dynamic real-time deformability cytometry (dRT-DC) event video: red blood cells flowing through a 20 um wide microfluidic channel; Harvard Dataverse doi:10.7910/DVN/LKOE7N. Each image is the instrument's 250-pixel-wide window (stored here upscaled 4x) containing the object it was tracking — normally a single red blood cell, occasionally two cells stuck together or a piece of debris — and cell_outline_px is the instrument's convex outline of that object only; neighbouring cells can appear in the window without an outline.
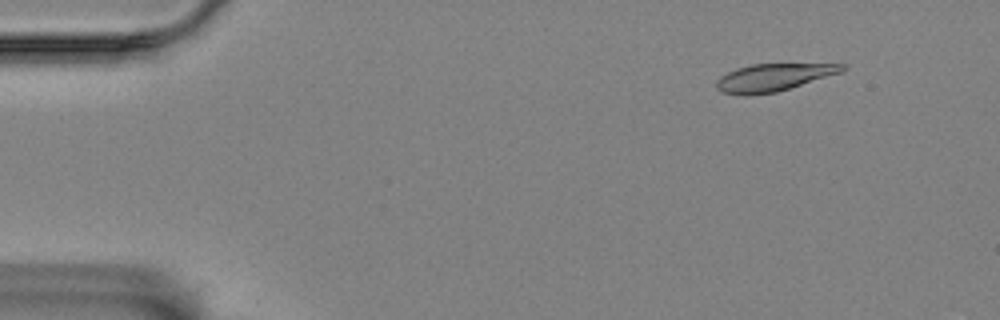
{"species": "Egyptian fruit bat (a non-hibernating species)", "species_latin": "Rousettus aegyptiacus", "temperature_condition": "room temperature", "stored_images_in_passage": 27, "camera_frame_rate_fps": 3000, "um_per_image_px": 0.085, "animal": {"sex": "female"}, "frame": {"image": 1, "passage_image": 6, "time_ms": 1.667, "image_size_px": [1000, 320], "cell_outline_px": [[848, 68], [840, 72], [776, 92], [720, 92], [716, 88], [716, 80], [720, 76], [736, 68], [752, 64], [848, 64]], "centroid_in_image_um": [65.77, 6.52], "position_along_channel_um": 19.2, "area_um2": 19.19}}
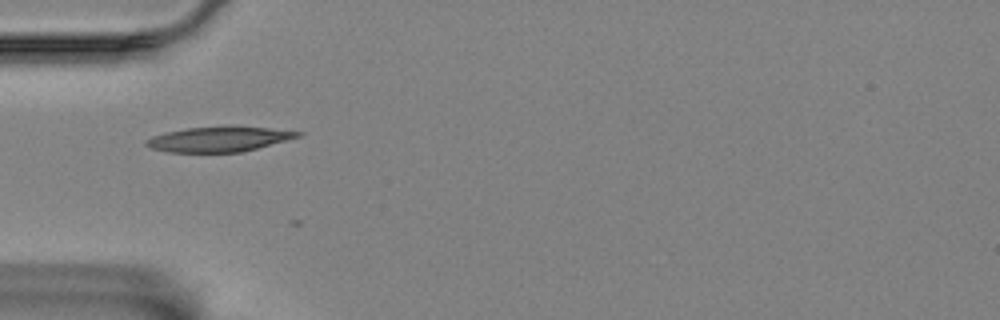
{"frame": {"image": 2, "passage_image": 18, "time_ms": 5.667, "image_size_px": [1000, 320], "cell_outline_px": [[304, 132], [300, 136], [256, 148], [240, 152], [168, 152], [152, 148], [144, 144], [144, 140], [152, 136], [164, 132], [188, 128], [232, 124]], "centroid_in_image_um": [18.57, 11.8], "position_along_channel_um": 66.4, "area_um2": 22.43}}
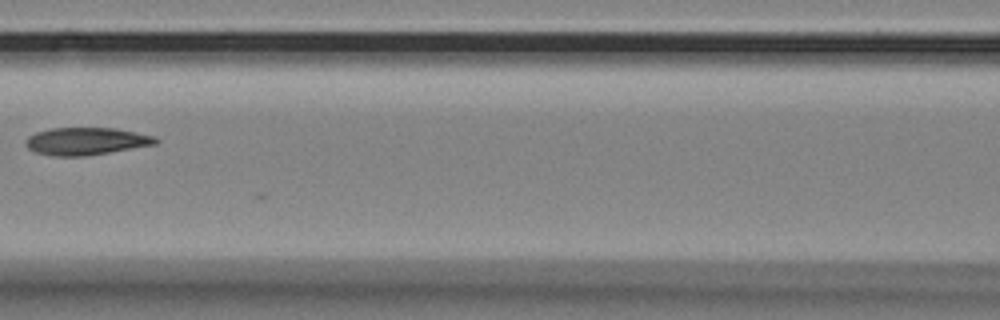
{"frame": {"image": 3, "passage_image": 26, "time_ms": 8.333, "image_size_px": [1000, 320], "cell_outline_px": [[160, 140], [156, 144], [84, 156], [52, 156], [36, 152], [28, 148], [24, 144], [24, 140], [28, 136], [36, 132], [48, 128], [116, 128], [156, 136]], "centroid_in_image_um": [7.3, 11.99], "position_along_channel_um": 159.3, "area_um2": 20.87}}